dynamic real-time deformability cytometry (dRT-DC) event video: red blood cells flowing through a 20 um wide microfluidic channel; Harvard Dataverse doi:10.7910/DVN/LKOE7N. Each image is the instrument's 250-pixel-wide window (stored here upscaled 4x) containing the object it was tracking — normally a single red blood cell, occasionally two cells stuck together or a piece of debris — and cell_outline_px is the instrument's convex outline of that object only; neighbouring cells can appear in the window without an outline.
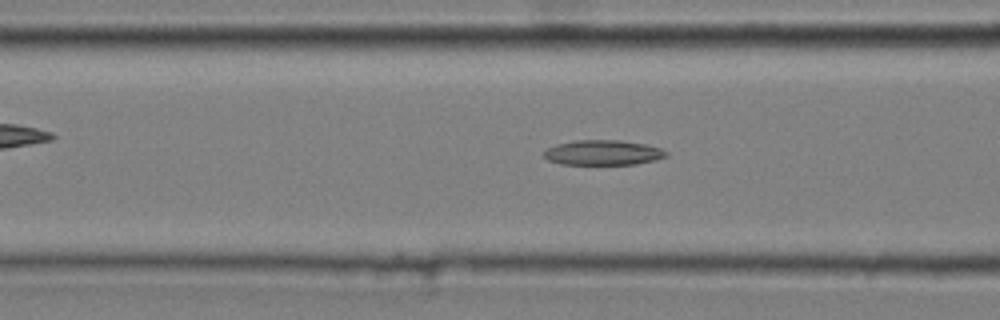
{"species": "common noctule bat (a hibernating species)", "species_latin": "Nyctalus noctula", "temperature_condition": "cold", "stored_images_in_passage": 52, "camera_frame_rate_fps": 3000, "um_per_image_px": 0.085, "animal": {"sex": "male", "body_mass_g": 20.4}, "frame": {"image": 1, "passage_image": 21, "time_ms": 6.667, "image_size_px": [1000, 320], "cell_outline_px": [[668, 156], [656, 160], [636, 164], [560, 164], [548, 160], [544, 156], [544, 152], [548, 148], [556, 144], [576, 140], [620, 140], [644, 144], [660, 148], [668, 152]], "centroid_in_image_um": [51.27, 12.97], "position_along_channel_um": 115.3, "area_um2": 17.8}}
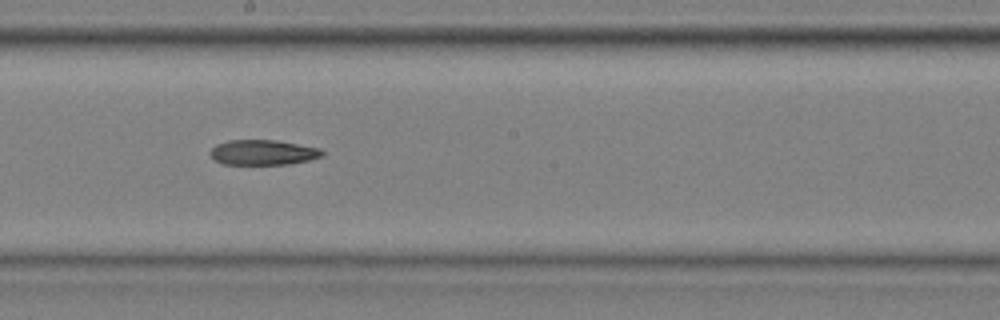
{"frame": {"image": 2, "passage_image": 30, "time_ms": 9.667, "image_size_px": [1000, 320], "cell_outline_px": [[324, 156], [308, 160], [288, 164], [224, 164], [216, 160], [212, 156], [212, 148], [216, 144], [228, 140], [276, 140], [320, 148], [324, 152]], "centroid_in_image_um": [22.39, 12.95], "position_along_channel_um": 225.8, "area_um2": 16.24}}
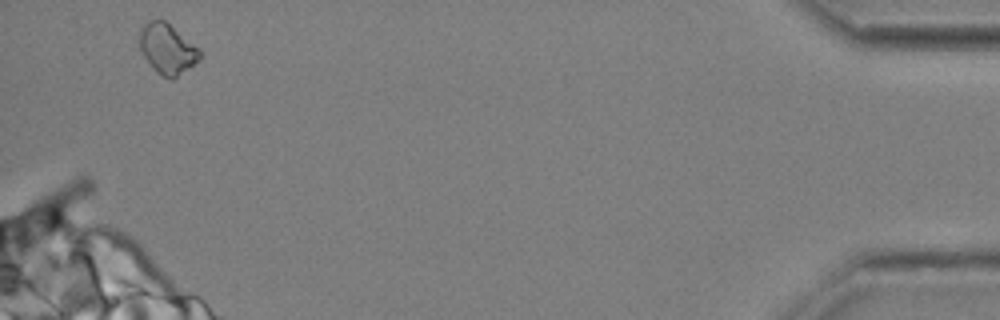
{"frame": {"image": 3, "passage_image": 51, "time_ms": 16.667, "image_size_px": [1000, 320], "cell_outline_px": [[200, 60], [172, 80], [156, 72], [152, 68], [144, 56], [140, 48], [136, 36], [140, 28], [144, 24], [152, 20], [164, 20], [200, 48]], "centroid_in_image_um": [14.19, 4.15], "position_along_channel_um": 421.0, "area_um2": 17.74}}